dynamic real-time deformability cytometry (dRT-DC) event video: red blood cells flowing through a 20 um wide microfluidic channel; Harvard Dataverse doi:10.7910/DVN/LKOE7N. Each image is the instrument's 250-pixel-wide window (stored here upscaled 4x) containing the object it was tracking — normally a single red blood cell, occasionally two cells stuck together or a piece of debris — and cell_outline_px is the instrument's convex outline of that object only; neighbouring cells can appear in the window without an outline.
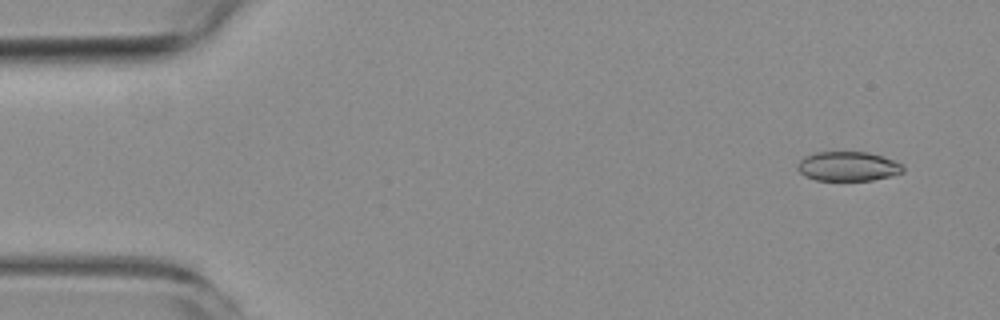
{"species": "common noctule bat (a hibernating species)", "species_latin": "Nyctalus noctula", "temperature_condition": "room temperature", "stored_images_in_passage": 5, "camera_frame_rate_fps": 3000, "um_per_image_px": 0.085, "animal": {"sex": "female", "body_mass_g": 19.3, "forearm_length_mm": 54.1}, "frame": {"image": 1, "passage_image": 1, "time_ms": 0.0, "image_size_px": [1000, 320], "cell_outline_px": [[904, 172], [892, 176], [872, 180], [816, 180], [804, 176], [796, 168], [796, 164], [804, 156], [816, 152], [868, 152], [904, 164]], "centroid_in_image_um": [72.06, 14.14], "position_along_channel_um": 12.9, "area_um2": 18.21}}
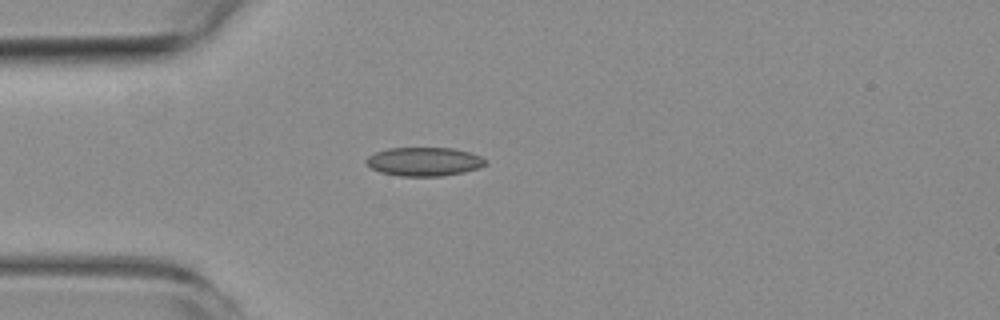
{"frame": {"image": 2, "passage_image": 4, "time_ms": 3.667, "image_size_px": [1000, 320], "cell_outline_px": [[488, 164], [480, 168], [464, 172], [444, 176], [400, 176], [380, 172], [372, 168], [364, 160], [368, 156], [376, 152], [388, 148], [456, 148], [480, 156], [488, 160]], "centroid_in_image_um": [36.1, 13.74], "position_along_channel_um": 48.9, "area_um2": 20.11}}